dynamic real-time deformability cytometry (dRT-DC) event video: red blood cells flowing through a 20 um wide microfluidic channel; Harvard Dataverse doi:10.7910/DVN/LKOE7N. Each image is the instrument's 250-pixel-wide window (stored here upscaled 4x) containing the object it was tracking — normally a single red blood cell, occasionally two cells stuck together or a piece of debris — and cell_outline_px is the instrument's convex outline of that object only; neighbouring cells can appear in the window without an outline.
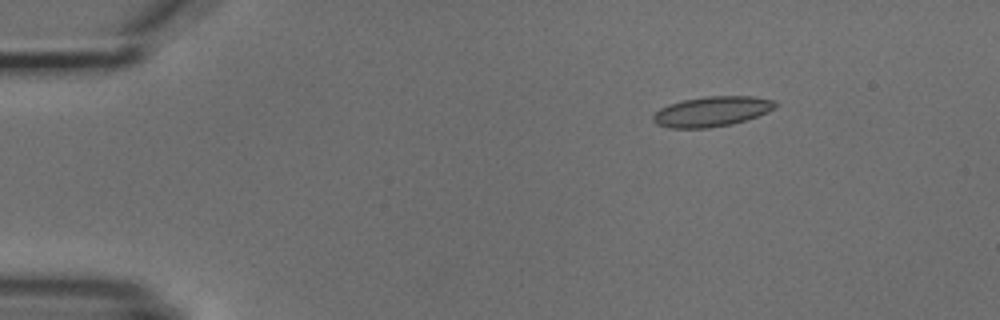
{"species": "common noctule bat (a hibernating species)", "species_latin": "Nyctalus noctula", "temperature_condition": "cold", "stored_images_in_passage": 4, "camera_frame_rate_fps": 3000, "um_per_image_px": 0.085, "animal": {"sex": "male", "body_mass_g": 18.8}, "frame": {"image": 1, "passage_image": 1, "time_ms": 0.0, "image_size_px": [1000, 320], "cell_outline_px": [[776, 104], [768, 112], [732, 124], [708, 128], [668, 128], [656, 124], [652, 120], [652, 116], [660, 108], [668, 104], [684, 100], [704, 96], [752, 96], [776, 100]], "centroid_in_image_um": [60.47, 9.47], "position_along_channel_um": 24.5, "area_um2": 21.39}}